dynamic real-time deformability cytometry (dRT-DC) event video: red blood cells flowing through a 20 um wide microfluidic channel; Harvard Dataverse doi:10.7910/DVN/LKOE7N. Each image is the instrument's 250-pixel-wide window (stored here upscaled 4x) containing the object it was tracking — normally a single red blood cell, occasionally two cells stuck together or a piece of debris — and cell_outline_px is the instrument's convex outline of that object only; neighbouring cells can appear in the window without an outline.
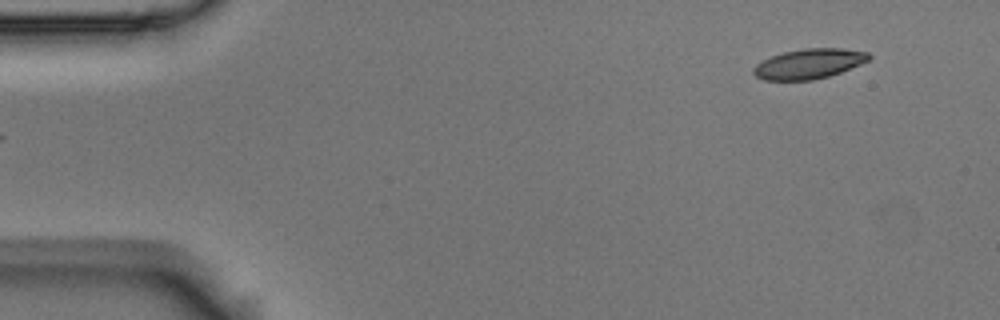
{"species": "Egyptian fruit bat (a non-hibernating species)", "species_latin": "Rousettus aegyptiacus", "temperature_condition": "room temperature", "stored_images_in_passage": 54, "camera_frame_rate_fps": 3000, "um_per_image_px": 0.085, "animal": {"sex": "male"}, "frame": {"image": 1, "passage_image": 2, "time_ms": 0.333, "image_size_px": [1000, 320], "cell_outline_px": [[872, 56], [868, 60], [860, 64], [840, 72], [828, 76], [812, 80], [764, 80], [756, 76], [752, 72], [752, 68], [756, 64], [772, 56], [784, 52], [804, 48], [840, 48], [868, 52]], "centroid_in_image_um": [68.75, 5.42], "position_along_channel_um": 16.3, "area_um2": 20.0}}
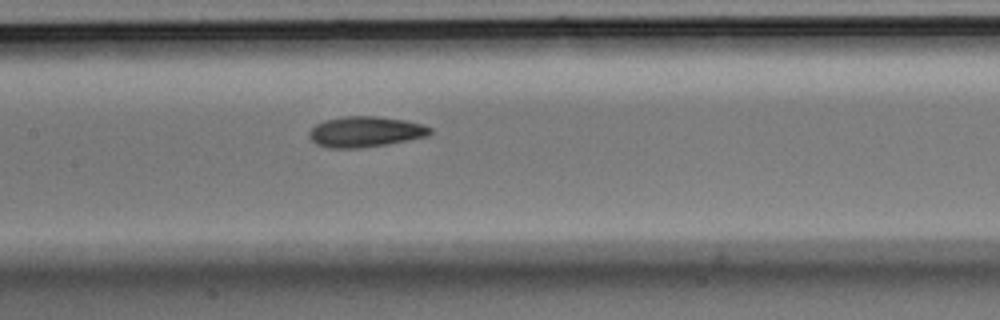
{"frame": {"image": 2, "passage_image": 24, "time_ms": 7.667, "image_size_px": [1000, 320], "cell_outline_px": [[432, 132], [428, 136], [388, 144], [360, 148], [328, 148], [316, 144], [308, 136], [308, 132], [316, 124], [324, 120], [348, 116], [376, 116], [404, 120], [424, 124], [432, 128]], "centroid_in_image_um": [31.06, 11.2], "position_along_channel_um": 176.3, "area_um2": 21.68}}
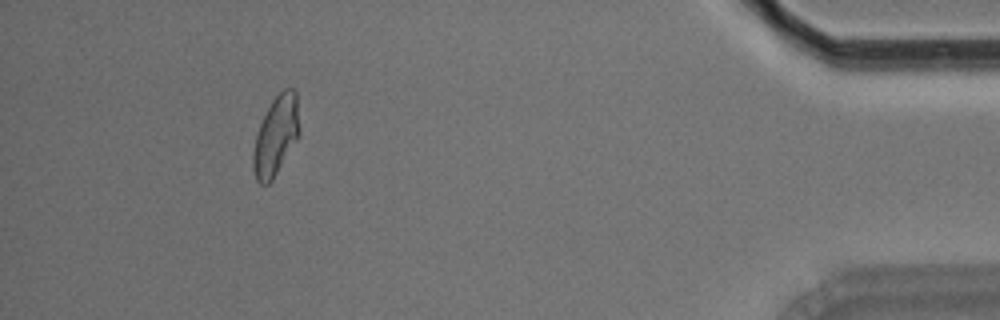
{"frame": {"image": 3, "passage_image": 49, "time_ms": 16.0, "image_size_px": [1000, 320], "cell_outline_px": [[300, 136], [272, 180], [268, 184], [260, 184], [256, 180], [252, 168], [252, 156], [256, 136], [260, 124], [272, 100], [284, 88], [292, 88], [296, 92], [300, 128]], "centroid_in_image_um": [23.46, 11.56], "position_along_channel_um": 411.7, "area_um2": 21.44}, "authors_computed_cell_mechanics": {"area_um2": 21.097, "velocity_mm_per_s": 3.5431, "shape_relaxation_time_tau1_ms": 5.4637, "shape_relaxation_time_tau2_ms": 2.5874, "deformation_change_tau1": 0.1333, "deformation_change_tau2": 0.0791}}